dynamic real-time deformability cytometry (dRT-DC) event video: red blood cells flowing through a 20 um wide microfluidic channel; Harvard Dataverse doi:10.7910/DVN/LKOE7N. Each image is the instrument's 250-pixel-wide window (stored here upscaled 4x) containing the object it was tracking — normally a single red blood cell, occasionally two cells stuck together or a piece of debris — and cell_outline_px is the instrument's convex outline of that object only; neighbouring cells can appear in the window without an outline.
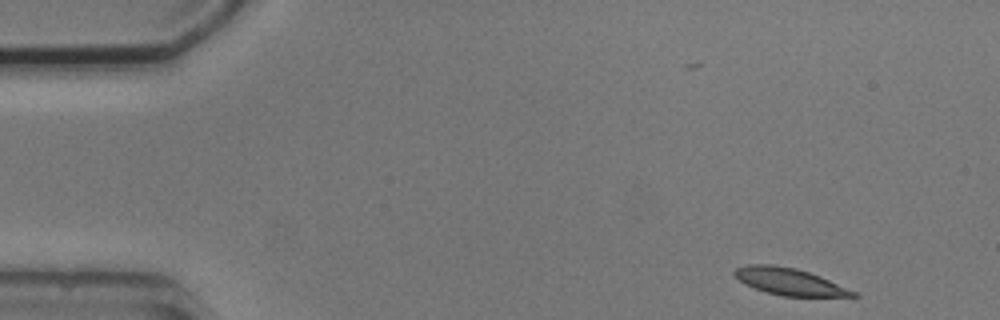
{"species": "common noctule bat (a hibernating species)", "species_latin": "Nyctalus noctula", "temperature_condition": "cold", "stored_images_in_passage": 4, "camera_frame_rate_fps": 3000, "um_per_image_px": 0.085, "animal": {"sex": "male", "body_mass_g": 20.5, "forearm_length_mm": 52.5}, "frame": {"image": 1, "passage_image": 1, "time_ms": 0.0, "image_size_px": [1000, 320], "cell_outline_px": [[860, 296], [780, 296], [744, 284], [732, 272], [736, 268], [748, 264], [772, 264], [796, 268], [820, 276], [856, 292]], "centroid_in_image_um": [67.07, 23.92], "position_along_channel_um": 17.9, "area_um2": 18.32}}
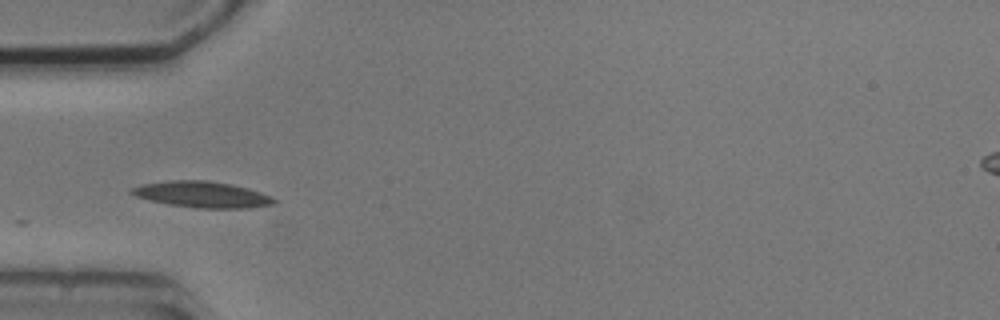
{"frame": {"image": 2, "passage_image": 4, "time_ms": 4.0, "image_size_px": [1000, 320], "cell_outline_px": [[276, 204], [248, 208], [196, 208], [168, 204], [136, 196], [128, 192], [132, 188], [140, 184], [168, 180], [208, 180], [232, 184], [248, 188], [272, 196], [276, 200]], "centroid_in_image_um": [17.2, 16.52], "position_along_channel_um": 67.8, "area_um2": 21.79}}